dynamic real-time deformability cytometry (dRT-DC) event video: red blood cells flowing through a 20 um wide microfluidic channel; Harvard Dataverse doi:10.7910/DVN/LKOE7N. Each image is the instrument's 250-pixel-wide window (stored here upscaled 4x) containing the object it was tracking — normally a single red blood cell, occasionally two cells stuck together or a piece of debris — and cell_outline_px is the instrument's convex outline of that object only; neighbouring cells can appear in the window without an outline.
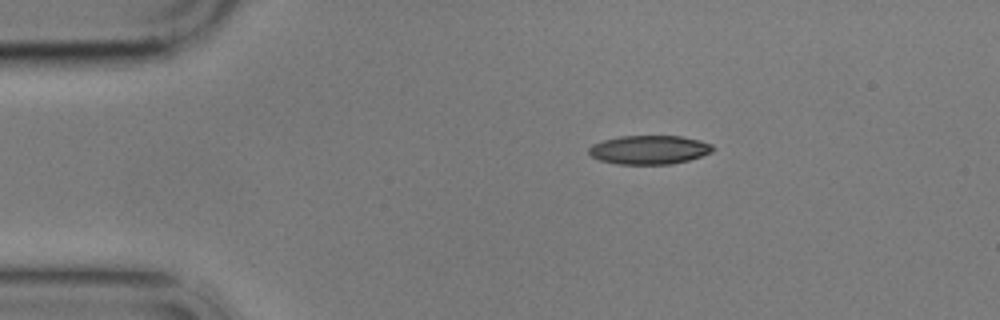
{"species": "common noctule bat (a hibernating species)", "species_latin": "Nyctalus noctula", "temperature_condition": "cold", "stored_images_in_passage": 5, "camera_frame_rate_fps": 3000, "um_per_image_px": 0.085, "animal": {"sex": "male", "body_mass_g": 17.9}, "frame": {"image": 1, "passage_image": 2, "time_ms": 1.333, "image_size_px": [1000, 320], "cell_outline_px": [[716, 148], [712, 152], [688, 160], [672, 164], [616, 164], [600, 160], [592, 156], [588, 152], [588, 148], [592, 144], [604, 140], [620, 136], [680, 136], [700, 140], [712, 144]], "centroid_in_image_um": [55.19, 12.73], "position_along_channel_um": 29.8, "area_um2": 20.87}}
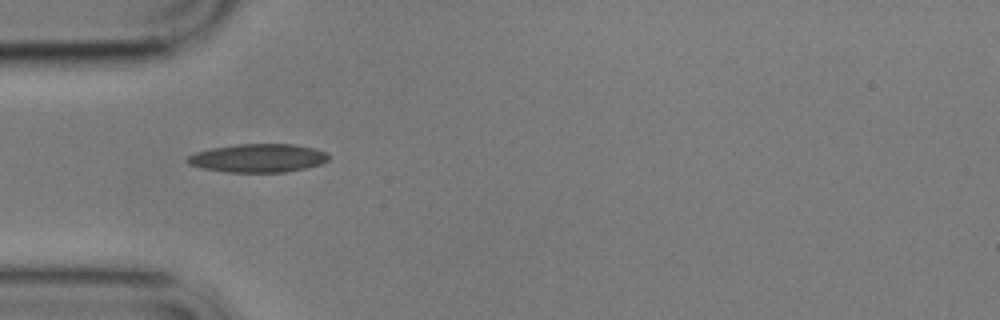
{"frame": {"image": 2, "passage_image": 4, "time_ms": 3.667, "image_size_px": [1000, 320], "cell_outline_px": [[328, 160], [320, 164], [304, 168], [284, 172], [228, 172], [204, 168], [188, 164], [184, 160], [188, 156], [196, 152], [212, 148], [236, 144], [292, 144], [316, 148], [324, 152], [328, 156]], "centroid_in_image_um": [21.91, 13.43], "position_along_channel_um": 63.1, "area_um2": 23.24}}
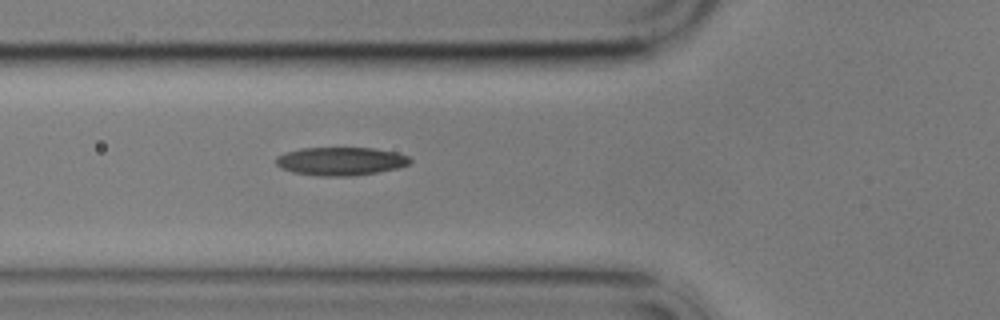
{"frame": {"image": 3, "passage_image": 5, "time_ms": 4.667, "image_size_px": [1000, 320], "cell_outline_px": [[412, 160], [408, 164], [400, 168], [352, 176], [320, 176], [292, 172], [280, 168], [276, 164], [276, 156], [300, 148], [372, 148], [396, 152], [408, 156]], "centroid_in_image_um": [28.96, 13.71], "position_along_channel_um": 96.8, "area_um2": 22.08}}